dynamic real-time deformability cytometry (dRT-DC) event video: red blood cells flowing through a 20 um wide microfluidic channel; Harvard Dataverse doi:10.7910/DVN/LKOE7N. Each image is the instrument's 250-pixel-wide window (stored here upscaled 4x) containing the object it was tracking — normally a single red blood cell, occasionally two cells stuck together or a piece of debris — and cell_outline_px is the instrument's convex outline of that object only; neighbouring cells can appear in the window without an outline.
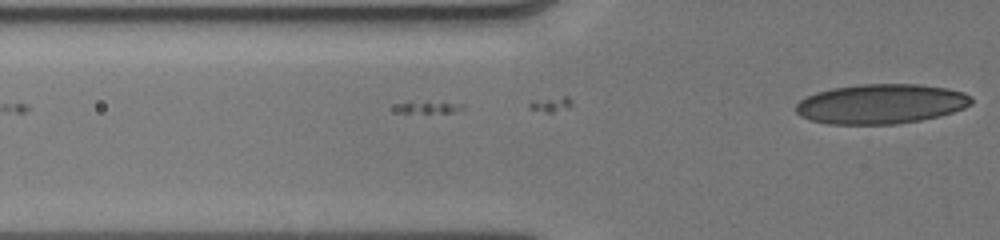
{"species": "human", "species_latin": "Homo sapiens", "temperature_condition": "cold", "stored_images_in_passage": 11, "camera_frame_rate_fps": 3000, "um_per_image_px": 0.085, "donor": {"sex": "male"}, "frame": {"image": 1, "passage_image": 11, "time_ms": 3.667, "image_size_px": [1000, 240], "cell_outline_px": [[972, 104], [964, 108], [940, 116], [920, 120], [896, 124], [828, 124], [808, 120], [800, 116], [796, 112], [796, 104], [800, 100], [816, 92], [832, 88], [860, 84], [920, 84], [944, 88], [964, 92], [972, 96]], "centroid_in_image_um": [74.88, 8.83], "position_along_channel_um": 50.9, "area_um2": 40.81}}